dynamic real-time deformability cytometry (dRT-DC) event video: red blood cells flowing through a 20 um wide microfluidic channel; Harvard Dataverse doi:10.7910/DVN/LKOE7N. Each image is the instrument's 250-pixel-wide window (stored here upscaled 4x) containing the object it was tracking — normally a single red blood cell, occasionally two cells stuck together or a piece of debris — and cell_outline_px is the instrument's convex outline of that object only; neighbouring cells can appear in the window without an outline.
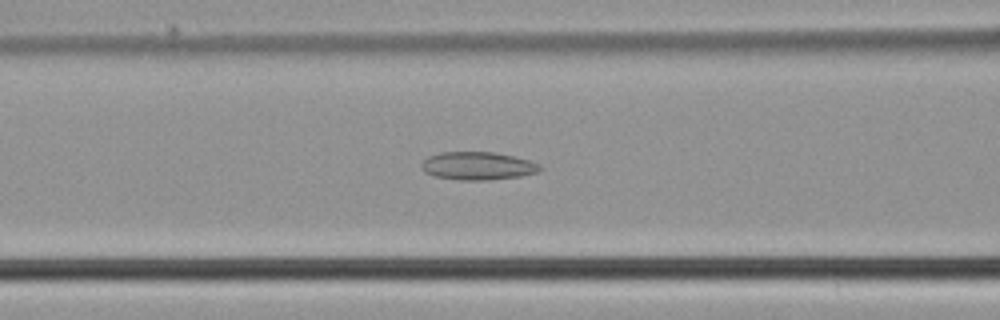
{"species": "common noctule bat (a hibernating species)", "species_latin": "Nyctalus noctula", "temperature_condition": "cold", "stored_images_in_passage": 36, "camera_frame_rate_fps": 3000, "um_per_image_px": 0.085, "animal": {"sex": "male", "body_mass_g": 21.5, "forearm_length_mm": 52.0}, "frame": {"image": 1, "passage_image": 16, "time_ms": 5.0, "image_size_px": [1000, 320], "cell_outline_px": [[544, 168], [540, 172], [520, 176], [488, 180], [460, 180], [432, 176], [424, 172], [420, 168], [420, 164], [428, 156], [440, 152], [492, 152], [512, 156], [528, 160], [540, 164]], "centroid_in_image_um": [40.59, 14.11], "position_along_channel_um": 126.0, "area_um2": 19.54}}
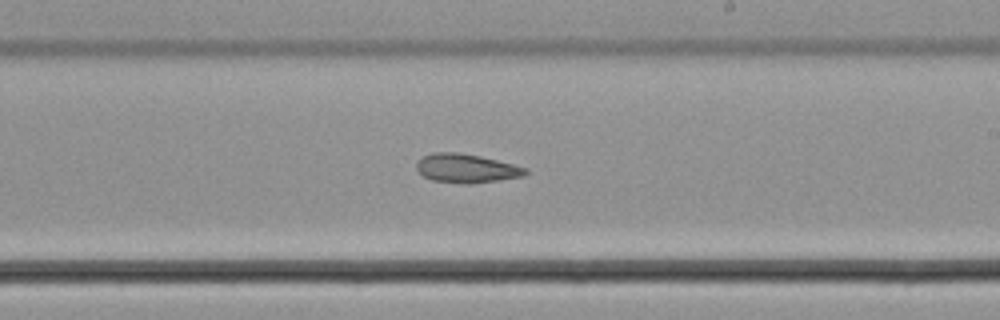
{"frame": {"image": 2, "passage_image": 25, "time_ms": 8.0, "image_size_px": [1000, 320], "cell_outline_px": [[528, 172], [524, 176], [500, 180], [468, 184], [464, 184], [432, 180], [424, 176], [416, 168], [416, 164], [424, 156], [432, 152], [460, 152], [480, 156], [528, 168]], "centroid_in_image_um": [39.66, 14.31], "position_along_channel_um": 249.3, "area_um2": 18.26}}
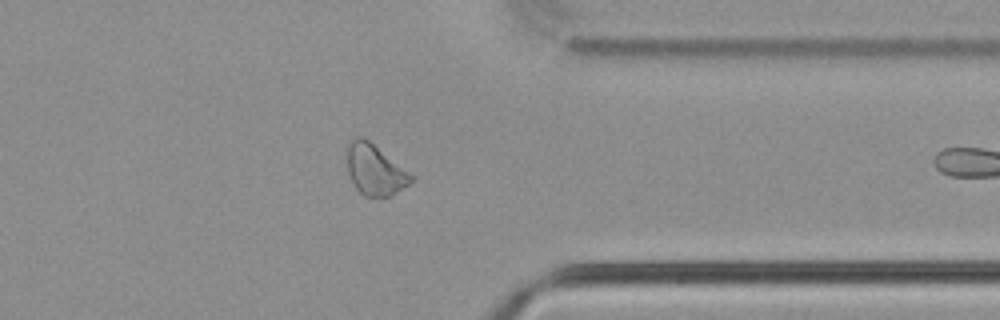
{"frame": {"image": 3, "passage_image": 35, "time_ms": 11.333, "image_size_px": [1000, 320], "cell_outline_px": [[412, 180], [408, 184], [392, 196], [364, 196], [352, 184], [348, 172], [344, 148], [348, 140], [352, 136], [360, 136], [368, 140], [408, 172], [412, 176]], "centroid_in_image_um": [31.76, 14.39], "position_along_channel_um": 379.6, "area_um2": 19.02}}